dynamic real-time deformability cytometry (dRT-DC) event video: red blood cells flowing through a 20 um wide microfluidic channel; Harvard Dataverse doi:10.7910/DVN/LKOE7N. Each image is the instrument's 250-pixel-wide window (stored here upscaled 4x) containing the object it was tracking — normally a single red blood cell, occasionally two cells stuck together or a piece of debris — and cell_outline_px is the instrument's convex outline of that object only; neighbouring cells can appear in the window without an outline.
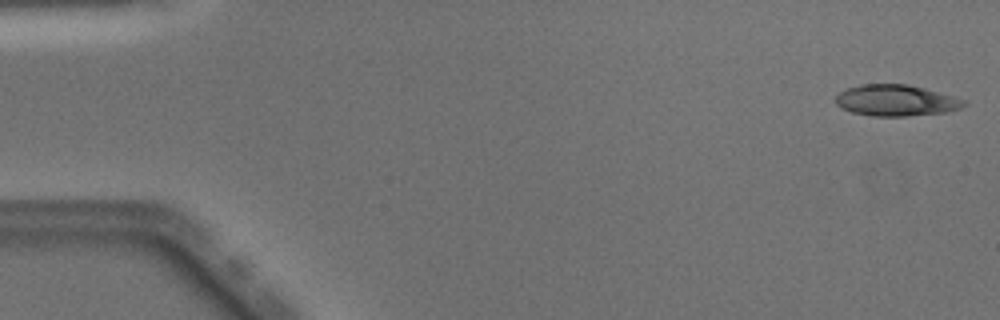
{"species": "Egyptian fruit bat (a non-hibernating species)", "species_latin": "Rousettus aegyptiacus", "temperature_condition": "warm", "stored_images_in_passage": 49, "camera_frame_rate_fps": 3000, "um_per_image_px": 0.085, "animal": {"sex": "male"}, "frame": {"image": 1, "passage_image": 1, "time_ms": 0.0, "image_size_px": [1000, 320], "cell_outline_px": [[968, 104], [960, 108], [944, 112], [908, 116], [872, 116], [852, 112], [836, 104], [836, 96], [840, 92], [848, 88], [860, 84], [908, 84], [924, 88], [968, 100]], "centroid_in_image_um": [76.2, 8.53], "position_along_channel_um": 8.8, "area_um2": 23.29}}
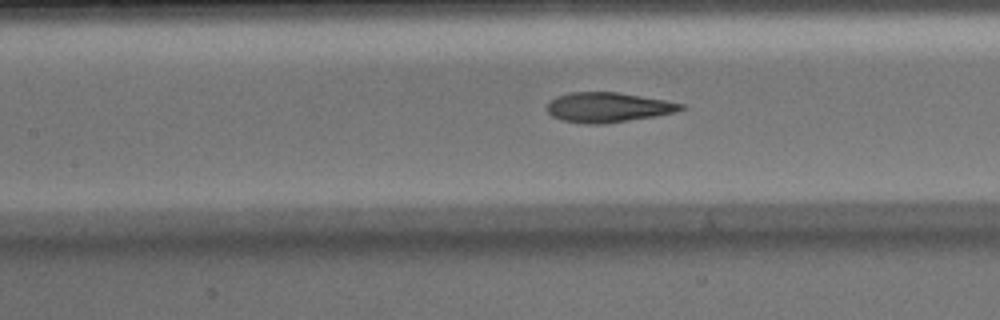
{"frame": {"image": 2, "passage_image": 22, "time_ms": 7.0, "image_size_px": [1000, 320], "cell_outline_px": [[684, 108], [676, 112], [656, 116], [600, 124], [588, 124], [564, 120], [552, 116], [548, 112], [548, 104], [556, 96], [572, 92], [616, 92], [664, 100], [684, 104]], "centroid_in_image_um": [51.69, 9.12], "position_along_channel_um": 155.7, "area_um2": 22.89}}
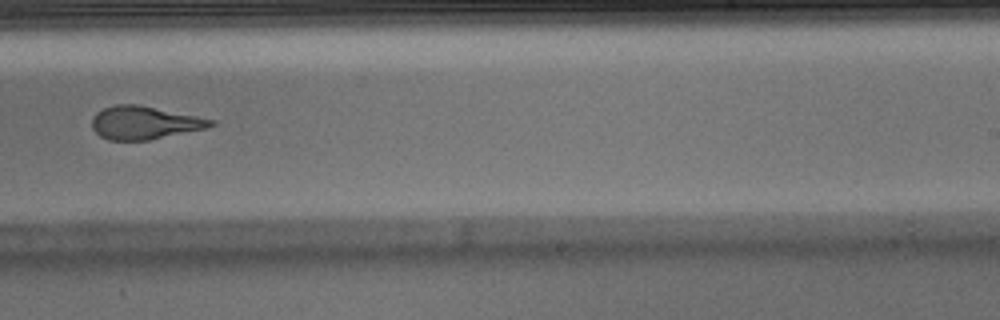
{"frame": {"image": 3, "passage_image": 31, "time_ms": 10.0, "image_size_px": [1000, 320], "cell_outline_px": [[216, 124], [208, 128], [148, 140], [108, 140], [100, 136], [92, 128], [92, 116], [96, 112], [104, 108], [116, 104], [140, 104], [216, 120]], "centroid_in_image_um": [12.28, 10.42], "position_along_channel_um": 276.7, "area_um2": 23.06}, "authors_computed_cell_mechanics": {"area_um2": 23.698, "velocity_mm_per_s": 4.0477, "shape_relaxation_time_tau1_ms": 5.7957, "shape_relaxation_time_tau2_ms": 1.4889, "deformation_change_tau1": 0.2374, "deformation_change_tau2": 0.0932}}